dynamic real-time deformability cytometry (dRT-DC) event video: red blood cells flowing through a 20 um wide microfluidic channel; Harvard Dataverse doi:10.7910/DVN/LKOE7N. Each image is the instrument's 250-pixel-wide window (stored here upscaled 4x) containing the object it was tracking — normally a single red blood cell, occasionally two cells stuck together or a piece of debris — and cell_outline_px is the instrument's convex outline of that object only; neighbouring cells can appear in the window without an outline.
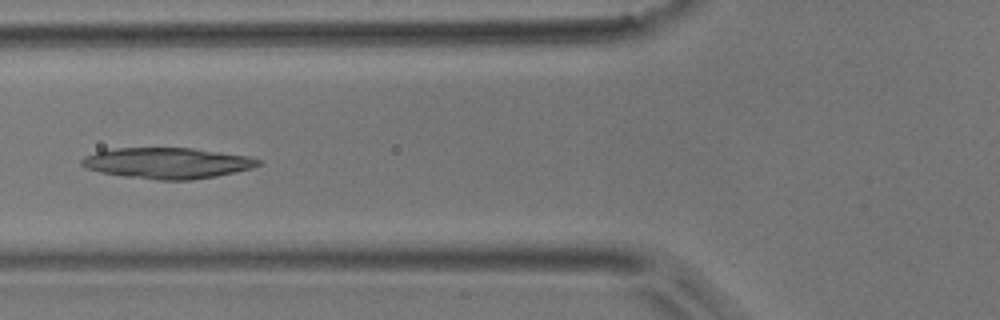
{"species": "common noctule bat (a hibernating species)", "species_latin": "Nyctalus noctula", "temperature_condition": "room temperature", "stored_images_in_passage": 52, "camera_frame_rate_fps": 3000, "um_per_image_px": 0.085, "animal": {"sex": "male", "body_mass_g": 17.9}, "frame": {"image": 1, "passage_image": 20, "time_ms": 6.333, "image_size_px": [1000, 320], "cell_outline_px": [[260, 164], [252, 168], [236, 172], [216, 176], [192, 180], [156, 180], [124, 176], [100, 172], [88, 168], [80, 164], [80, 160], [84, 156], [96, 152], [116, 148], [192, 148], [248, 156], [260, 160]], "centroid_in_image_um": [14.22, 13.87], "position_along_channel_um": 111.6, "area_um2": 31.67}}
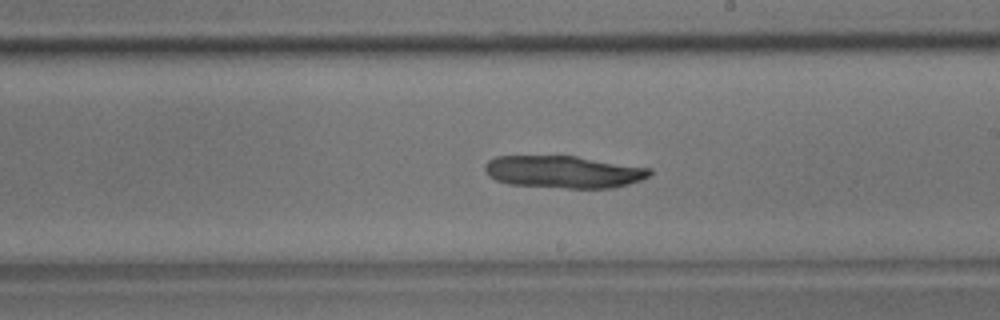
{"frame": {"image": 2, "passage_image": 30, "time_ms": 9.667, "image_size_px": [1000, 320], "cell_outline_px": [[652, 172], [648, 176], [640, 180], [616, 188], [568, 188], [508, 184], [496, 180], [488, 176], [484, 172], [484, 164], [488, 160], [496, 156], [576, 156], [652, 168]], "centroid_in_image_um": [47.88, 14.61], "position_along_channel_um": 241.1, "area_um2": 31.21}}
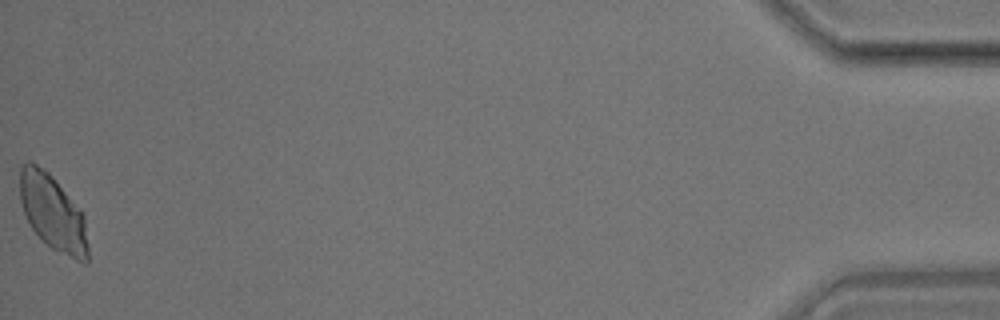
{"frame": {"image": 3, "passage_image": 52, "time_ms": 17.0, "image_size_px": [1000, 320], "cell_outline_px": [[88, 260], [84, 264], [52, 248], [32, 228], [24, 212], [20, 200], [20, 164], [28, 160], [32, 160], [44, 168], [52, 176], [80, 208], [84, 216], [88, 244]], "centroid_in_image_um": [4.49, 18.03], "position_along_channel_um": 430.7, "area_um2": 30.06}}